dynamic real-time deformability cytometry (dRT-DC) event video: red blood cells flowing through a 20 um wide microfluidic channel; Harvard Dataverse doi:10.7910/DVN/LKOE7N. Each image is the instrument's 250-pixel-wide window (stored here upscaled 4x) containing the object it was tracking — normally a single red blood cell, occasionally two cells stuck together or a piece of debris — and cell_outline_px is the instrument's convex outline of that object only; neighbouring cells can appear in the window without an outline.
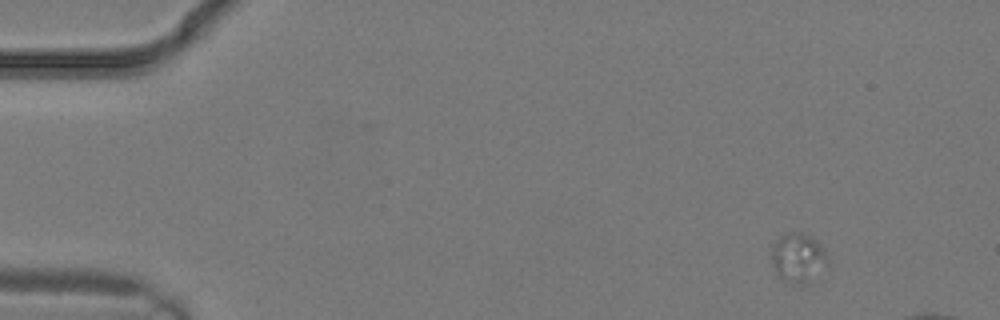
{"species": "common noctule bat (a hibernating species)", "species_latin": "Nyctalus noctula", "temperature_condition": "warm", "stored_images_in_passage": 3, "camera_frame_rate_fps": 3000, "um_per_image_px": 0.085, "animal": {"sex": "male", "body_mass_g": 19.2, "forearm_length_mm": 51.8}, "frame": {"image": 1, "passage_image": 1, "time_ms": 0.0, "image_size_px": [1000, 320], "cell_outline_px": [[828, 264], [800, 288], [784, 280], [776, 272], [772, 264], [772, 244], [780, 236], [788, 232], [804, 232], [812, 236], [816, 240], [828, 256]], "centroid_in_image_um": [67.83, 21.9], "position_along_channel_um": 17.2, "area_um2": 16.24}}